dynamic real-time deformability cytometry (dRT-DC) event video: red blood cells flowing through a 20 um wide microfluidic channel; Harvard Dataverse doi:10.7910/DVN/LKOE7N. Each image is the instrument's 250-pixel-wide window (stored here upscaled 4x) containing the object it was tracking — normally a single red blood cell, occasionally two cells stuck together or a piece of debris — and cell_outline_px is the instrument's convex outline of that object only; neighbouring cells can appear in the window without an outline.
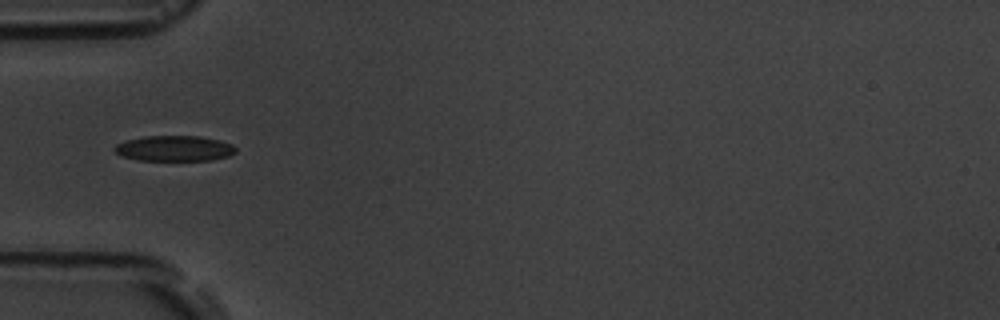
{"species": "common noctule bat (a hibernating species)", "species_latin": "Nyctalus noctula", "temperature_condition": "room temperature", "stored_images_in_passage": 7, "camera_frame_rate_fps": 3000, "um_per_image_px": 0.085, "animal": {"sex": "male", "body_mass_g": 19.5, "forearm_length_mm": 54.6}, "frame": {"image": 1, "passage_image": 6, "time_ms": 5.667, "image_size_px": [1000, 320], "cell_outline_px": [[236, 152], [228, 156], [208, 160], [136, 160], [120, 156], [112, 148], [116, 144], [128, 140], [144, 136], [200, 136], [220, 140], [232, 144], [236, 148]], "centroid_in_image_um": [14.8, 12.61], "position_along_channel_um": 70.2, "area_um2": 18.03}}
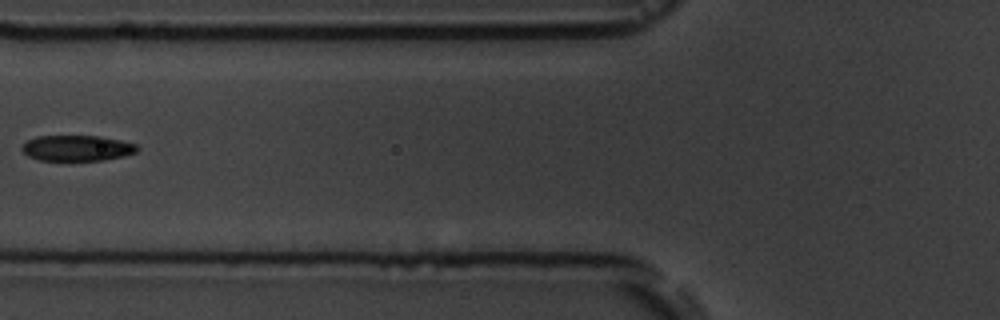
{"frame": {"image": 2, "passage_image": 7, "time_ms": 7.0, "image_size_px": [1000, 320], "cell_outline_px": [[140, 148], [136, 152], [124, 156], [104, 160], [40, 160], [28, 156], [20, 148], [28, 140], [36, 136], [100, 136], [120, 140], [136, 144]], "centroid_in_image_um": [6.56, 12.58], "position_along_channel_um": 119.2, "area_um2": 17.22}}